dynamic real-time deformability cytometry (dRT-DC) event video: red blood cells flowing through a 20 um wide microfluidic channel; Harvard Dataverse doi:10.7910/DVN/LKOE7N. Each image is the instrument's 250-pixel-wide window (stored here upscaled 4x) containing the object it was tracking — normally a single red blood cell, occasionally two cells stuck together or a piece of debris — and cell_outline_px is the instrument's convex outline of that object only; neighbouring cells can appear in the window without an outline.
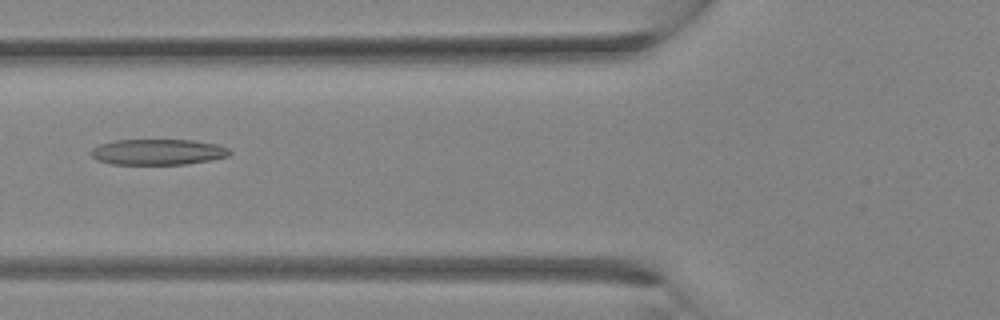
{"species": "Egyptian fruit bat (a non-hibernating species)", "species_latin": "Rousettus aegyptiacus", "temperature_condition": "room temperature", "stored_images_in_passage": 25, "camera_frame_rate_fps": 3000, "um_per_image_px": 0.085, "animal": {"sex": "female"}, "frame": {"image": 1, "passage_image": 6, "time_ms": 1.667, "image_size_px": [1000, 320], "cell_outline_px": [[232, 152], [228, 156], [212, 160], [184, 164], [112, 164], [96, 160], [92, 156], [92, 148], [100, 144], [112, 140], [192, 140], [216, 144], [228, 148]], "centroid_in_image_um": [13.42, 12.91], "position_along_channel_um": 112.4, "area_um2": 20.81}}
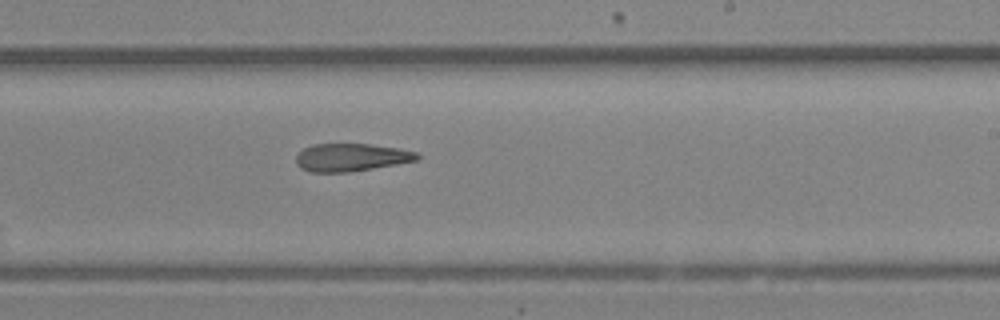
{"frame": {"image": 2, "passage_image": 13, "time_ms": 4.0, "image_size_px": [1000, 320], "cell_outline_px": [[420, 156], [416, 160], [396, 164], [348, 172], [308, 172], [300, 168], [296, 164], [296, 156], [304, 148], [316, 144], [368, 144], [400, 148], [416, 152]], "centroid_in_image_um": [29.82, 13.38], "position_along_channel_um": 259.2, "area_um2": 19.48}}
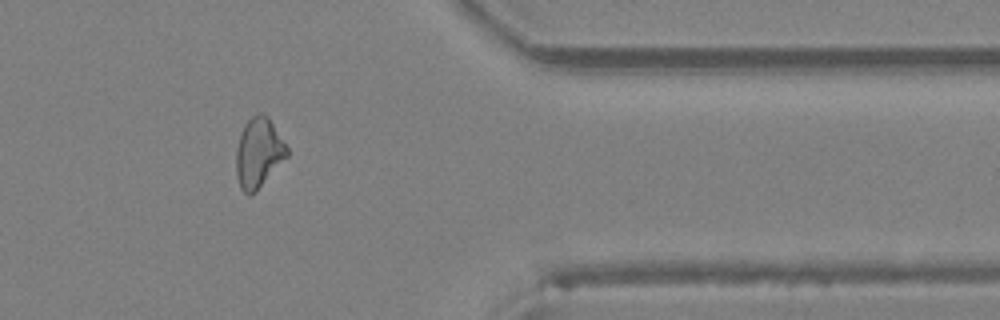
{"frame": {"image": 3, "passage_image": 20, "time_ms": 6.333, "image_size_px": [1000, 320], "cell_outline_px": [[288, 156], [248, 196], [240, 188], [236, 176], [236, 148], [240, 132], [244, 124], [252, 116], [260, 112], [268, 116], [288, 148]], "centroid_in_image_um": [21.95, 12.93], "position_along_channel_um": 389.5, "area_um2": 20.29}}